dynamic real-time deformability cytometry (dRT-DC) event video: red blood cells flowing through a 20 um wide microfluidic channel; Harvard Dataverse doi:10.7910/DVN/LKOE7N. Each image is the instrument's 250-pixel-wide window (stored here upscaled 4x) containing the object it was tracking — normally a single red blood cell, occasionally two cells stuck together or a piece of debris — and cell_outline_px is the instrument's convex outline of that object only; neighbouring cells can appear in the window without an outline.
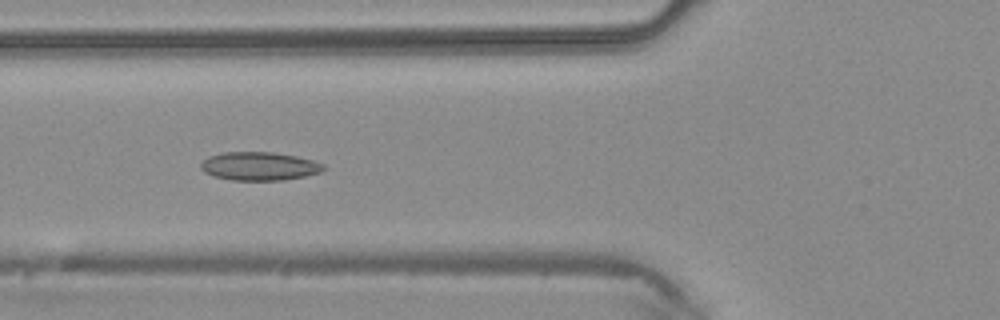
{"species": "common noctule bat (a hibernating species)", "species_latin": "Nyctalus noctula", "temperature_condition": "warm", "stored_images_in_passage": 46, "camera_frame_rate_fps": 3000, "um_per_image_px": 0.085, "animal": {"sex": "male", "body_mass_g": 20.4}, "frame": {"image": 1, "passage_image": 17, "time_ms": 5.333, "image_size_px": [1000, 320], "cell_outline_px": [[324, 168], [320, 172], [304, 176], [284, 180], [232, 180], [212, 176], [204, 172], [200, 168], [200, 164], [208, 156], [224, 152], [272, 152], [296, 156], [312, 160], [324, 164]], "centroid_in_image_um": [22.0, 14.12], "position_along_channel_um": 103.8, "area_um2": 20.29}}
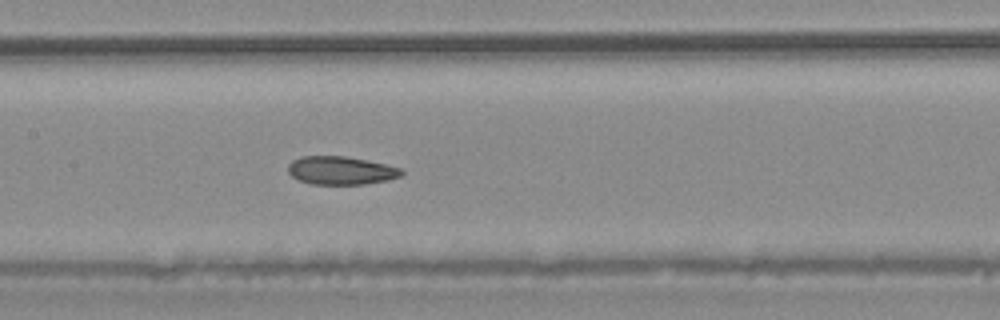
{"frame": {"image": 2, "passage_image": 22, "time_ms": 7.0, "image_size_px": [1000, 320], "cell_outline_px": [[404, 172], [400, 176], [388, 180], [364, 184], [312, 184], [300, 180], [292, 176], [288, 172], [288, 164], [292, 160], [300, 156], [344, 156], [384, 164], [400, 168]], "centroid_in_image_um": [28.94, 14.49], "position_along_channel_um": 178.5, "area_um2": 18.5}}
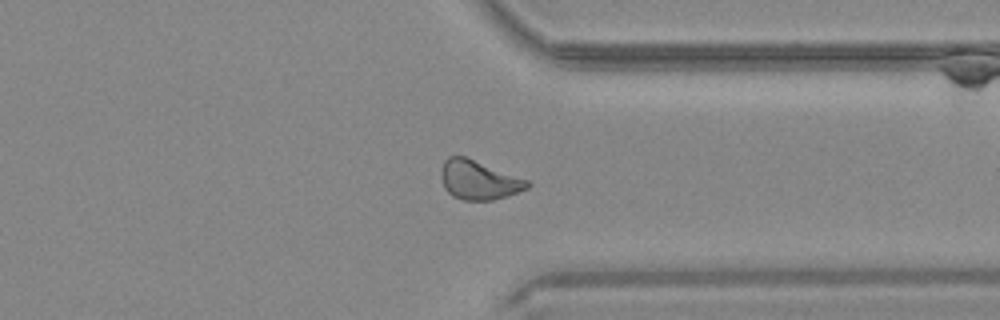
{"frame": {"image": 3, "passage_image": 35, "time_ms": 11.333, "image_size_px": [1000, 320], "cell_outline_px": [[532, 184], [528, 188], [492, 200], [464, 200], [452, 196], [444, 188], [440, 176], [440, 172], [444, 160], [448, 156], [464, 156], [528, 180]], "centroid_in_image_um": [40.65, 15.3], "position_along_channel_um": 370.7, "area_um2": 19.48}}